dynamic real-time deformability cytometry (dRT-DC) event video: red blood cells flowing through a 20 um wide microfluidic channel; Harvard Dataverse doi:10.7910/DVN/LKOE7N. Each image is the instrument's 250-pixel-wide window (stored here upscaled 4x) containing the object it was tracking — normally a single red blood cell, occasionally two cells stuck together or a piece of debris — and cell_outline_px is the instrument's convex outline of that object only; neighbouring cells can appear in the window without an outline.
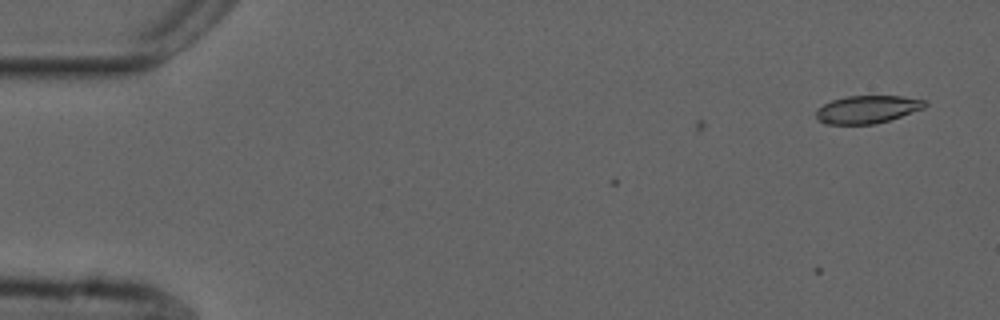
{"species": "common noctule bat (a hibernating species)", "species_latin": "Nyctalus noctula", "temperature_condition": "cold", "stored_images_in_passage": 4, "camera_frame_rate_fps": 3000, "um_per_image_px": 0.085, "animal": {"sex": "male", "forearm_length_mm": 52.5}, "frame": {"image": 1, "passage_image": 4, "time_ms": 1.0, "image_size_px": [1000, 320], "cell_outline_px": [[928, 104], [924, 108], [876, 124], [824, 124], [816, 116], [816, 108], [832, 100], [848, 96], [900, 96], [928, 100]], "centroid_in_image_um": [73.73, 9.29], "position_along_channel_um": 11.3, "area_um2": 17.57}}